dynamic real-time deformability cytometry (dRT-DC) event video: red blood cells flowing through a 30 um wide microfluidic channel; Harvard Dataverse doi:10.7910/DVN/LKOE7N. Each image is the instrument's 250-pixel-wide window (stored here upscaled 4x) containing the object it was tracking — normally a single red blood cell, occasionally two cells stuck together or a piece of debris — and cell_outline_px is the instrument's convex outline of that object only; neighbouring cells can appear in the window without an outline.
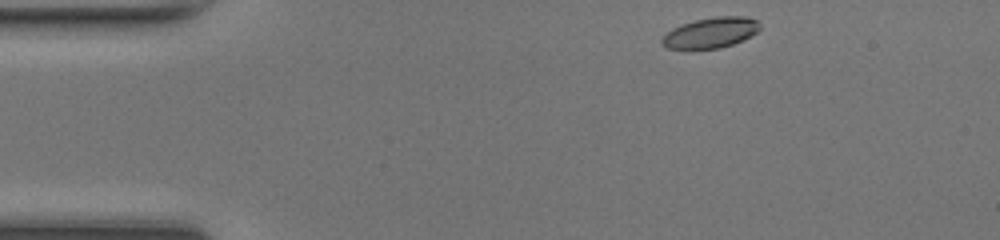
{"species": "common noctule bat (a hibernating species)", "species_latin": "Nyctalus noctula", "temperature_condition": "room temperature", "stored_images_in_passage": 42, "camera_frame_rate_fps": 3000, "um_per_image_px": 0.085, "animal": {"sex": "female", "body_mass_g": 17.0, "forearm_length_mm": 48.0}, "frame": {"image": 1, "passage_image": 1, "time_ms": 0.0, "image_size_px": [1000, 240], "cell_outline_px": [[760, 28], [756, 32], [732, 44], [720, 48], [668, 48], [660, 44], [660, 40], [672, 28], [696, 20], [716, 16], [744, 16], [756, 20], [760, 24]], "centroid_in_image_um": [60.4, 2.77], "position_along_channel_um": 24.6, "area_um2": 16.99}}
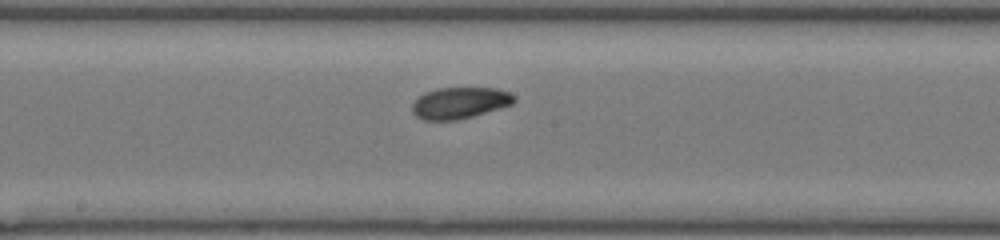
{"frame": {"image": 2, "passage_image": 19, "time_ms": 6.0, "image_size_px": [1000, 240], "cell_outline_px": [[516, 100], [512, 104], [500, 108], [472, 116], [456, 120], [424, 120], [416, 116], [412, 112], [412, 104], [424, 92], [436, 88], [496, 88], [508, 92], [516, 96]], "centroid_in_image_um": [39.07, 8.74], "position_along_channel_um": 209.1, "area_um2": 18.61}}
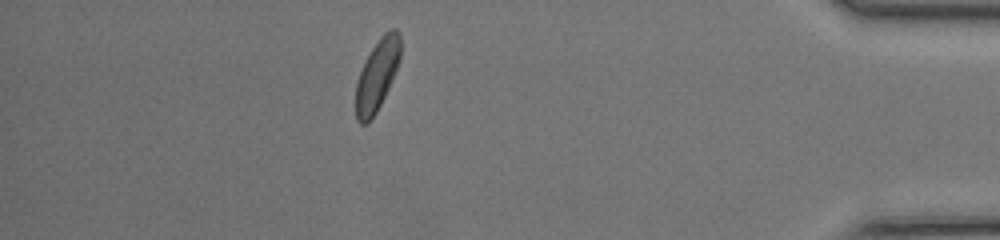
{"frame": {"image": 3, "passage_image": 36, "time_ms": 11.667, "image_size_px": [1000, 240], "cell_outline_px": [[400, 60], [388, 88], [376, 112], [368, 124], [360, 124], [356, 120], [356, 84], [364, 60], [380, 36], [384, 32], [392, 28], [396, 28], [400, 32]], "centroid_in_image_um": [32.05, 6.36], "position_along_channel_um": 403.2, "area_um2": 18.5}, "authors_computed_cell_mechanics": {"area_um2": 18.496, "velocity_mm_per_s": 4.2986, "shape_relaxation_time_tau1_ms": 1.6953, "shape_relaxation_time_tau2_ms": 4.9128, "deformation_change_tau1": 0.0863, "deformation_change_tau2": 0.1078}}